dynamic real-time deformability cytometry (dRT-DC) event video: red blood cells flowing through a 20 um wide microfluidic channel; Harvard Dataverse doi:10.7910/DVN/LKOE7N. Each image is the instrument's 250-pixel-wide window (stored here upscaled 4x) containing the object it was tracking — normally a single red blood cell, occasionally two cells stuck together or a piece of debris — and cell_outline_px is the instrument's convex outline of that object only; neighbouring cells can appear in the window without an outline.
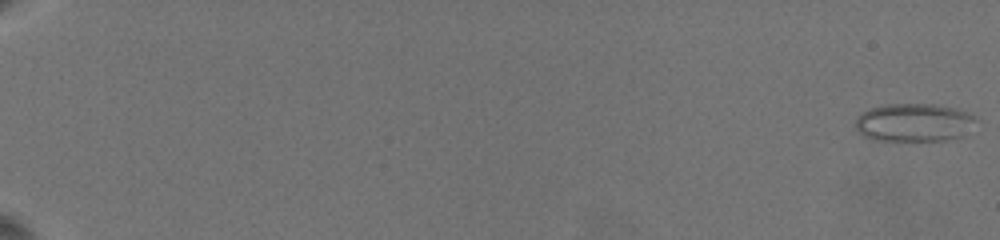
{"species": "common noctule bat (a hibernating species)", "species_latin": "Nyctalus noctula", "temperature_condition": "warm", "stored_images_in_passage": 86, "camera_frame_rate_fps": 3000, "um_per_image_px": 0.085, "animal": {"sex": "female", "body_mass_g": 19.5, "forearm_length_mm": 54.1}, "frame": {"image": 1, "passage_image": 1, "time_ms": 0.0, "image_size_px": [1000, 240], "cell_outline_px": [[980, 120], [960, 136], [944, 140], [872, 140], [856, 132], [856, 120], [860, 112], [884, 104], [932, 104], [956, 108]], "centroid_in_image_um": [77.64, 10.41], "position_along_channel_um": 7.4, "area_um2": 26.7}}
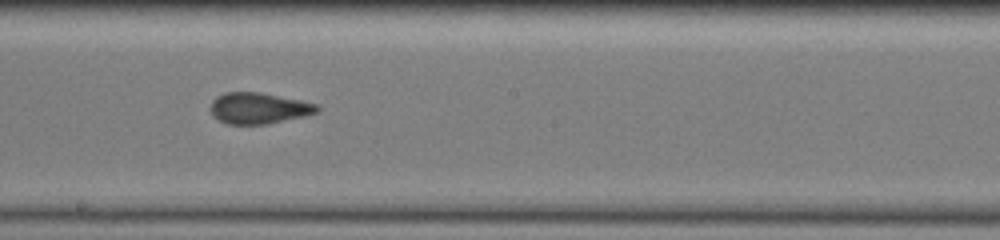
{"frame": {"image": 2, "passage_image": 52, "time_ms": 13.333, "image_size_px": [1000, 240], "cell_outline_px": [[320, 108], [316, 112], [304, 116], [268, 124], [228, 124], [212, 116], [208, 108], [212, 100], [216, 96], [224, 92], [260, 92], [320, 104]], "centroid_in_image_um": [21.95, 9.19], "position_along_channel_um": 226.2, "area_um2": 19.54}}
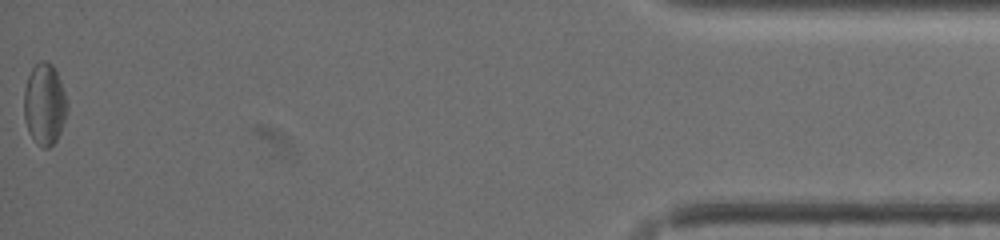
{"frame": {"image": 3, "passage_image": 85, "time_ms": 21.333, "image_size_px": [1000, 240], "cell_outline_px": [[68, 112], [60, 132], [56, 140], [48, 148], [44, 148], [36, 144], [28, 132], [24, 120], [24, 88], [28, 76], [32, 68], [40, 60], [44, 60], [52, 64], [60, 80], [68, 104]], "centroid_in_image_um": [3.78, 8.87], "position_along_channel_um": 431.4, "area_um2": 20.69}, "authors_computed_cell_mechanics": {"area_um2": 19.7387, "velocity_mm_per_s": 3.4973, "shape_relaxation_time_tau1_ms": null, "shape_relaxation_time_tau2_ms": 1.2149, "deformation_change_tau1": null, "deformation_change_tau2": 0.0743}}